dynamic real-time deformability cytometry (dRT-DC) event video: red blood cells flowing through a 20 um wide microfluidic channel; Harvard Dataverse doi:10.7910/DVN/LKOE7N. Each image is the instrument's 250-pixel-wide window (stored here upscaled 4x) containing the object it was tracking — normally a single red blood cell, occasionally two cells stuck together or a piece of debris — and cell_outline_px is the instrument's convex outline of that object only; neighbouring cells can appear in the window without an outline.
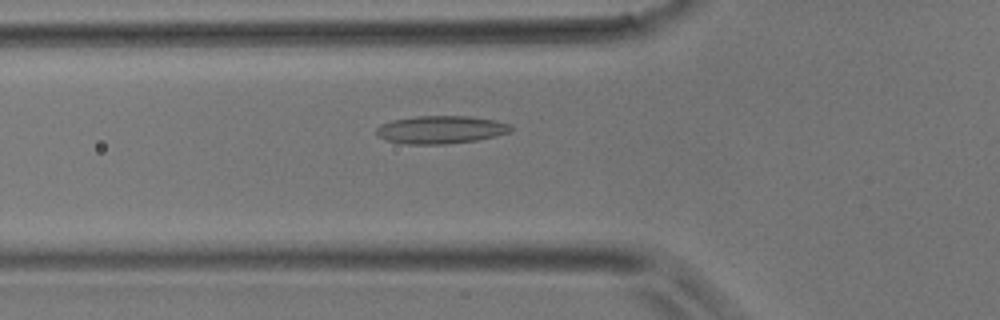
{"species": "common noctule bat (a hibernating species)", "species_latin": "Nyctalus noctula", "temperature_condition": "room temperature", "stored_images_in_passage": 45, "camera_frame_rate_fps": 3000, "um_per_image_px": 0.085, "animal": {"sex": "male", "body_mass_g": 17.9}, "frame": {"image": 1, "passage_image": 16, "time_ms": 5.0, "image_size_px": [1000, 320], "cell_outline_px": [[516, 128], [508, 132], [496, 136], [476, 140], [444, 144], [408, 144], [384, 140], [376, 136], [376, 128], [380, 124], [392, 120], [416, 116], [468, 116], [496, 120], [512, 124]], "centroid_in_image_um": [37.47, 11.02], "position_along_channel_um": 88.3, "area_um2": 22.08}}
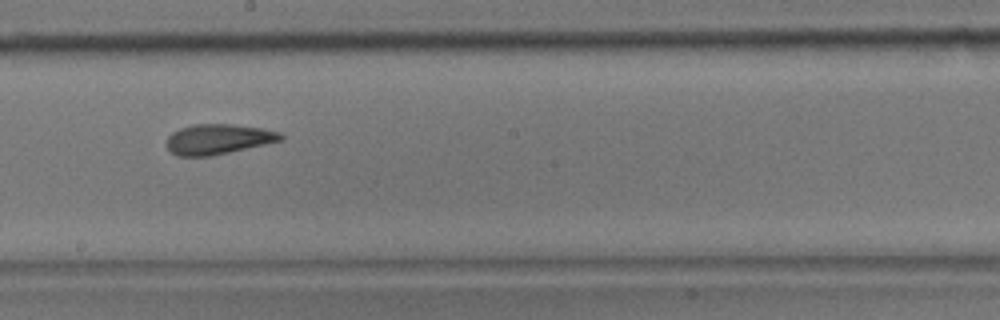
{"frame": {"image": 2, "passage_image": 26, "time_ms": 8.333, "image_size_px": [1000, 320], "cell_outline_px": [[284, 140], [212, 156], [176, 156], [168, 148], [168, 136], [172, 132], [180, 128], [192, 124], [228, 124], [264, 128], [280, 132], [284, 136]], "centroid_in_image_um": [18.58, 11.83], "position_along_channel_um": 229.6, "area_um2": 20.11}}
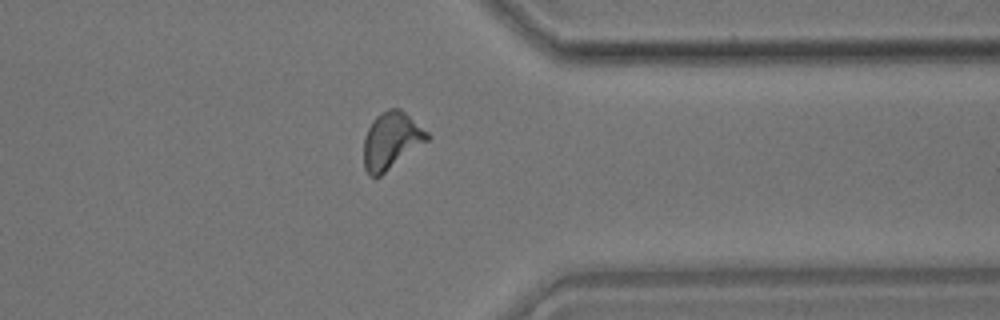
{"frame": {"image": 3, "passage_image": 37, "time_ms": 12.0, "image_size_px": [1000, 320], "cell_outline_px": [[432, 136], [428, 140], [380, 176], [368, 176], [364, 168], [364, 140], [368, 128], [372, 120], [380, 112], [388, 108], [400, 108], [428, 132]], "centroid_in_image_um": [33.25, 11.93], "position_along_channel_um": 378.2, "area_um2": 20.98}}